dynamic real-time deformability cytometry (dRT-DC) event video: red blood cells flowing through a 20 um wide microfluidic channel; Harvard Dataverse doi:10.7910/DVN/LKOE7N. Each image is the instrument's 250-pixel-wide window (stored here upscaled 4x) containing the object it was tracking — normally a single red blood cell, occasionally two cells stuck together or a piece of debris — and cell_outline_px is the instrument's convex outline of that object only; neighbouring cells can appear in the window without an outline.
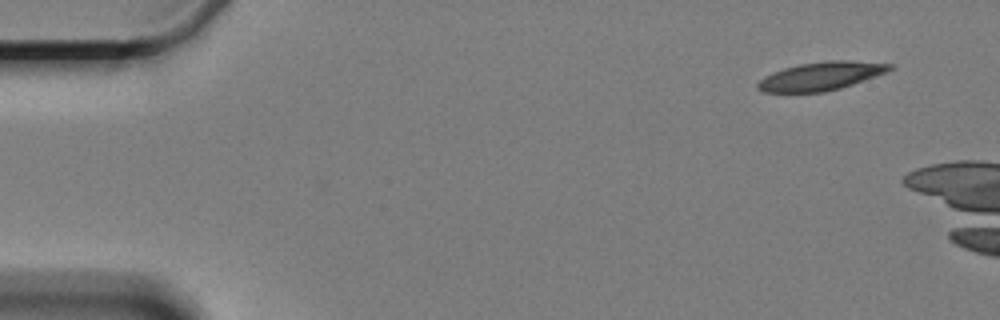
{"species": "Egyptian fruit bat (a non-hibernating species)", "species_latin": "Rousettus aegyptiacus", "temperature_condition": "cold", "stored_images_in_passage": 6, "camera_frame_rate_fps": 3000, "um_per_image_px": 0.085, "animal": {"sex": "female"}, "frame": {"image": 1, "passage_image": 1, "time_ms": 0.0, "image_size_px": [1000, 320], "cell_outline_px": [[896, 64], [888, 72], [840, 88], [824, 92], [764, 92], [756, 88], [756, 84], [764, 76], [772, 72], [784, 68], [800, 64], [824, 60], [848, 60]], "centroid_in_image_um": [69.79, 6.46], "position_along_channel_um": 15.2, "area_um2": 21.91}}
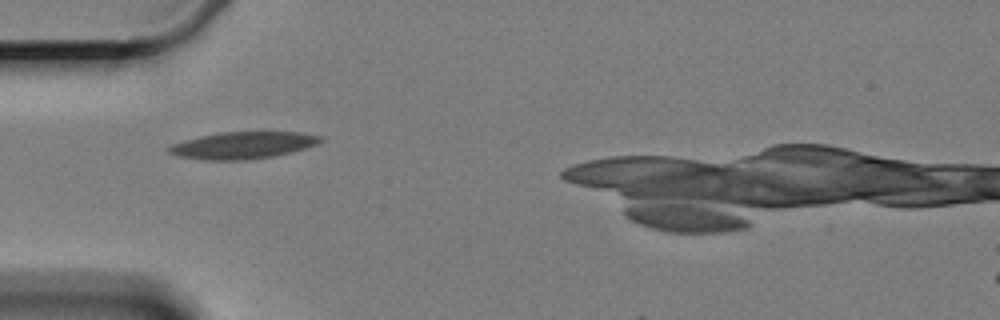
{"frame": {"image": 2, "passage_image": 5, "time_ms": 4.667, "image_size_px": [1000, 320], "cell_outline_px": [[324, 140], [320, 144], [292, 152], [272, 156], [248, 160], [204, 160], [176, 156], [168, 152], [164, 148], [172, 144], [184, 140], [200, 136], [220, 132], [300, 132], [320, 136]], "centroid_in_image_um": [20.63, 12.35], "position_along_channel_um": 64.4, "area_um2": 24.04}}
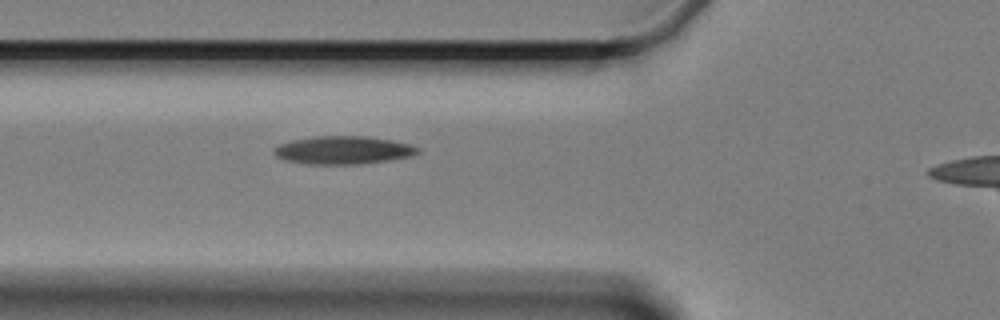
{"frame": {"image": 3, "passage_image": 6, "time_ms": 5.667, "image_size_px": [1000, 320], "cell_outline_px": [[420, 152], [412, 156], [388, 160], [360, 164], [304, 164], [284, 160], [276, 156], [272, 152], [272, 148], [280, 144], [292, 140], [312, 136], [364, 136], [388, 140], [408, 144], [420, 148]], "centroid_in_image_um": [29.11, 12.77], "position_along_channel_um": 96.7, "area_um2": 23.52}}